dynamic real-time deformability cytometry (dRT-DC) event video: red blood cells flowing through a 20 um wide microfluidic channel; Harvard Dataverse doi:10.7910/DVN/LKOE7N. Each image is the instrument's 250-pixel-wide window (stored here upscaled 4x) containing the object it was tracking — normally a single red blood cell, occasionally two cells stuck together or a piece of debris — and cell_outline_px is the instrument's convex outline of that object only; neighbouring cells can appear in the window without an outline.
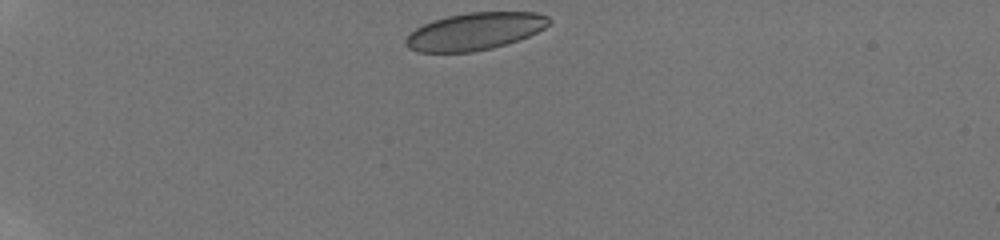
{"species": "human", "species_latin": "Homo sapiens", "temperature_condition": "room temperature", "stored_images_in_passage": 29, "camera_frame_rate_fps": 3000, "um_per_image_px": 0.085, "donor": {"sex": "male"}, "frame": {"image": 1, "passage_image": 1, "time_ms": 0.0, "image_size_px": [1000, 240], "cell_outline_px": [[552, 20], [544, 28], [528, 36], [492, 48], [472, 52], [416, 52], [408, 48], [404, 44], [404, 40], [416, 28], [432, 20], [448, 16], [468, 12], [536, 12], [548, 16]], "centroid_in_image_um": [40.34, 2.66], "position_along_channel_um": 44.7, "area_um2": 31.04}}
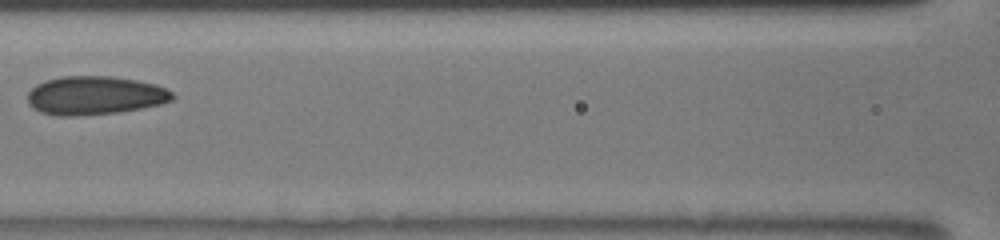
{"frame": {"image": 2, "passage_image": 10, "time_ms": 4.333, "image_size_px": [1000, 240], "cell_outline_px": [[176, 96], [172, 100], [160, 104], [120, 112], [76, 116], [56, 116], [40, 112], [32, 108], [28, 104], [28, 92], [36, 84], [44, 80], [64, 76], [112, 76], [136, 80], [156, 84], [168, 88]], "centroid_in_image_um": [8.06, 8.11], "position_along_channel_um": 158.5, "area_um2": 32.89}}
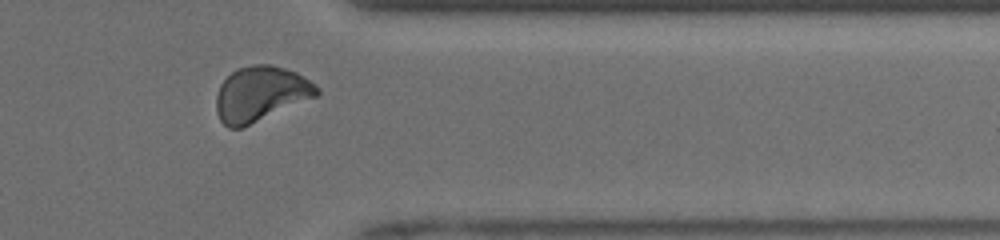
{"frame": {"image": 3, "passage_image": 23, "time_ms": 10.0, "image_size_px": [1000, 240], "cell_outline_px": [[320, 92], [316, 96], [240, 128], [228, 128], [220, 120], [216, 112], [216, 96], [220, 84], [236, 68], [256, 64], [272, 64], [296, 72], [320, 88]], "centroid_in_image_um": [22.12, 7.96], "position_along_channel_um": 389.3, "area_um2": 31.85}, "authors_computed_cell_mechanics": {"area_um2": 31.7322, "velocity_mm_per_s": 4.1163, "shape_relaxation_time_tau1_ms": 3.5688, "shape_relaxation_time_tau2_ms": 1.3132, "deformation_change_tau1": 0.0806, "deformation_change_tau2": 0.0406}}